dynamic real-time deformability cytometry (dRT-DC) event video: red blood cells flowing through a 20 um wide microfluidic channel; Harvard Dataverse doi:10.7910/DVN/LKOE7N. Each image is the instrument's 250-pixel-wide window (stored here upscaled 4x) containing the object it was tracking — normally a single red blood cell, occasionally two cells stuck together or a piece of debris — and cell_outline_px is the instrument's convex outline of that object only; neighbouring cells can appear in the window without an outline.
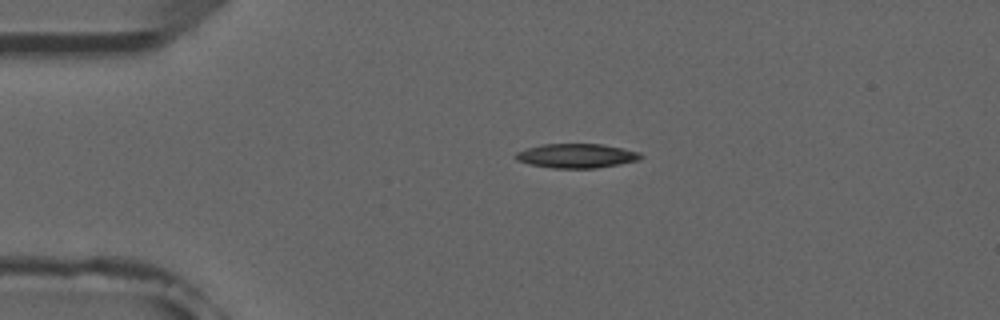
{"species": "common noctule bat (a hibernating species)", "species_latin": "Nyctalus noctula", "temperature_condition": "room temperature", "stored_images_in_passage": 3, "camera_frame_rate_fps": 3000, "um_per_image_px": 0.085, "animal": {"sex": "male", "forearm_length_mm": 52.5}, "frame": {"image": 1, "passage_image": 2, "time_ms": 2.0, "image_size_px": [1000, 320], "cell_outline_px": [[644, 156], [640, 160], [620, 164], [596, 168], [552, 168], [528, 164], [516, 160], [512, 156], [516, 152], [528, 148], [544, 144], [600, 144], [624, 148], [640, 152]], "centroid_in_image_um": [49.01, 13.25], "position_along_channel_um": 36.0, "area_um2": 17.86}}